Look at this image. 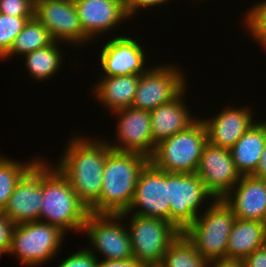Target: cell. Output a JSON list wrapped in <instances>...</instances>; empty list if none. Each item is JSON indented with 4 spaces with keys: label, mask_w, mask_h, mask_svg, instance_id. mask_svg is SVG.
Returning <instances> with one entry per match:
<instances>
[{
    "label": "cell",
    "mask_w": 266,
    "mask_h": 267,
    "mask_svg": "<svg viewBox=\"0 0 266 267\" xmlns=\"http://www.w3.org/2000/svg\"><path fill=\"white\" fill-rule=\"evenodd\" d=\"M98 140L76 135L56 166L88 210L100 199L104 163L112 150L106 139Z\"/></svg>",
    "instance_id": "1"
},
{
    "label": "cell",
    "mask_w": 266,
    "mask_h": 267,
    "mask_svg": "<svg viewBox=\"0 0 266 267\" xmlns=\"http://www.w3.org/2000/svg\"><path fill=\"white\" fill-rule=\"evenodd\" d=\"M149 158L134 152L111 150L106 157L99 201L93 214H121L130 206L138 177Z\"/></svg>",
    "instance_id": "2"
},
{
    "label": "cell",
    "mask_w": 266,
    "mask_h": 267,
    "mask_svg": "<svg viewBox=\"0 0 266 267\" xmlns=\"http://www.w3.org/2000/svg\"><path fill=\"white\" fill-rule=\"evenodd\" d=\"M44 161L40 221L56 225L64 232L67 230H74V233L82 232L89 210L57 167Z\"/></svg>",
    "instance_id": "3"
},
{
    "label": "cell",
    "mask_w": 266,
    "mask_h": 267,
    "mask_svg": "<svg viewBox=\"0 0 266 267\" xmlns=\"http://www.w3.org/2000/svg\"><path fill=\"white\" fill-rule=\"evenodd\" d=\"M211 203L183 231L200 256L208 262L226 258L229 234L236 219L223 199H213Z\"/></svg>",
    "instance_id": "4"
},
{
    "label": "cell",
    "mask_w": 266,
    "mask_h": 267,
    "mask_svg": "<svg viewBox=\"0 0 266 267\" xmlns=\"http://www.w3.org/2000/svg\"><path fill=\"white\" fill-rule=\"evenodd\" d=\"M207 142L206 126L197 119L186 130L159 142L149 161L166 172L193 174Z\"/></svg>",
    "instance_id": "5"
},
{
    "label": "cell",
    "mask_w": 266,
    "mask_h": 267,
    "mask_svg": "<svg viewBox=\"0 0 266 267\" xmlns=\"http://www.w3.org/2000/svg\"><path fill=\"white\" fill-rule=\"evenodd\" d=\"M65 233L60 227L42 221L14 225L9 254L16 255L26 267L44 265L56 256Z\"/></svg>",
    "instance_id": "6"
},
{
    "label": "cell",
    "mask_w": 266,
    "mask_h": 267,
    "mask_svg": "<svg viewBox=\"0 0 266 267\" xmlns=\"http://www.w3.org/2000/svg\"><path fill=\"white\" fill-rule=\"evenodd\" d=\"M123 219L130 222L127 227L133 257L147 265L161 264L170 243L180 234L171 223L158 218L144 217L123 212ZM129 227V228H128Z\"/></svg>",
    "instance_id": "7"
},
{
    "label": "cell",
    "mask_w": 266,
    "mask_h": 267,
    "mask_svg": "<svg viewBox=\"0 0 266 267\" xmlns=\"http://www.w3.org/2000/svg\"><path fill=\"white\" fill-rule=\"evenodd\" d=\"M120 220L124 221L120 214L89 213L82 229L92 245L87 249L94 255L95 252L102 254L106 260L132 258L130 236L126 224H121Z\"/></svg>",
    "instance_id": "8"
},
{
    "label": "cell",
    "mask_w": 266,
    "mask_h": 267,
    "mask_svg": "<svg viewBox=\"0 0 266 267\" xmlns=\"http://www.w3.org/2000/svg\"><path fill=\"white\" fill-rule=\"evenodd\" d=\"M214 197L196 173L169 172V223L183 232L198 216L203 203Z\"/></svg>",
    "instance_id": "9"
},
{
    "label": "cell",
    "mask_w": 266,
    "mask_h": 267,
    "mask_svg": "<svg viewBox=\"0 0 266 267\" xmlns=\"http://www.w3.org/2000/svg\"><path fill=\"white\" fill-rule=\"evenodd\" d=\"M186 78L176 65L147 67L139 75L132 107L152 111L175 99L187 86Z\"/></svg>",
    "instance_id": "10"
},
{
    "label": "cell",
    "mask_w": 266,
    "mask_h": 267,
    "mask_svg": "<svg viewBox=\"0 0 266 267\" xmlns=\"http://www.w3.org/2000/svg\"><path fill=\"white\" fill-rule=\"evenodd\" d=\"M169 211V172L156 168L149 161L140 172L133 200L126 213L169 222Z\"/></svg>",
    "instance_id": "11"
},
{
    "label": "cell",
    "mask_w": 266,
    "mask_h": 267,
    "mask_svg": "<svg viewBox=\"0 0 266 267\" xmlns=\"http://www.w3.org/2000/svg\"><path fill=\"white\" fill-rule=\"evenodd\" d=\"M34 17L59 44L67 42L81 46L90 41L84 34L76 6L71 0H35Z\"/></svg>",
    "instance_id": "12"
},
{
    "label": "cell",
    "mask_w": 266,
    "mask_h": 267,
    "mask_svg": "<svg viewBox=\"0 0 266 267\" xmlns=\"http://www.w3.org/2000/svg\"><path fill=\"white\" fill-rule=\"evenodd\" d=\"M41 159L18 181L3 210L14 225L40 221L43 200V160Z\"/></svg>",
    "instance_id": "13"
},
{
    "label": "cell",
    "mask_w": 266,
    "mask_h": 267,
    "mask_svg": "<svg viewBox=\"0 0 266 267\" xmlns=\"http://www.w3.org/2000/svg\"><path fill=\"white\" fill-rule=\"evenodd\" d=\"M214 199H223L240 180L229 149L207 142L195 172Z\"/></svg>",
    "instance_id": "14"
},
{
    "label": "cell",
    "mask_w": 266,
    "mask_h": 267,
    "mask_svg": "<svg viewBox=\"0 0 266 267\" xmlns=\"http://www.w3.org/2000/svg\"><path fill=\"white\" fill-rule=\"evenodd\" d=\"M119 115L117 122L118 143L108 142L112 150L140 153L150 158L155 150L151 134V117L147 110L128 107L113 112Z\"/></svg>",
    "instance_id": "15"
},
{
    "label": "cell",
    "mask_w": 266,
    "mask_h": 267,
    "mask_svg": "<svg viewBox=\"0 0 266 267\" xmlns=\"http://www.w3.org/2000/svg\"><path fill=\"white\" fill-rule=\"evenodd\" d=\"M102 47L100 64L103 75L101 77L140 75L147 69L144 47L131 37L116 36L110 38Z\"/></svg>",
    "instance_id": "16"
},
{
    "label": "cell",
    "mask_w": 266,
    "mask_h": 267,
    "mask_svg": "<svg viewBox=\"0 0 266 267\" xmlns=\"http://www.w3.org/2000/svg\"><path fill=\"white\" fill-rule=\"evenodd\" d=\"M223 200L237 219L266 223V179L241 176Z\"/></svg>",
    "instance_id": "17"
},
{
    "label": "cell",
    "mask_w": 266,
    "mask_h": 267,
    "mask_svg": "<svg viewBox=\"0 0 266 267\" xmlns=\"http://www.w3.org/2000/svg\"><path fill=\"white\" fill-rule=\"evenodd\" d=\"M73 2L84 34L90 40L95 39L96 35L116 28L119 23L129 18L123 0H74Z\"/></svg>",
    "instance_id": "18"
},
{
    "label": "cell",
    "mask_w": 266,
    "mask_h": 267,
    "mask_svg": "<svg viewBox=\"0 0 266 267\" xmlns=\"http://www.w3.org/2000/svg\"><path fill=\"white\" fill-rule=\"evenodd\" d=\"M253 112L248 107L233 108L228 106L216 117L202 119L207 130L210 144L231 149L238 139L256 122Z\"/></svg>",
    "instance_id": "19"
},
{
    "label": "cell",
    "mask_w": 266,
    "mask_h": 267,
    "mask_svg": "<svg viewBox=\"0 0 266 267\" xmlns=\"http://www.w3.org/2000/svg\"><path fill=\"white\" fill-rule=\"evenodd\" d=\"M185 93L186 88L172 101L149 111L151 134L156 145L168 137L186 130L197 120L190 113L187 104L185 105L183 100Z\"/></svg>",
    "instance_id": "20"
},
{
    "label": "cell",
    "mask_w": 266,
    "mask_h": 267,
    "mask_svg": "<svg viewBox=\"0 0 266 267\" xmlns=\"http://www.w3.org/2000/svg\"><path fill=\"white\" fill-rule=\"evenodd\" d=\"M266 140V121L255 122L230 149L241 176L252 175L258 166Z\"/></svg>",
    "instance_id": "21"
},
{
    "label": "cell",
    "mask_w": 266,
    "mask_h": 267,
    "mask_svg": "<svg viewBox=\"0 0 266 267\" xmlns=\"http://www.w3.org/2000/svg\"><path fill=\"white\" fill-rule=\"evenodd\" d=\"M266 244V223L235 219L229 234L226 258L243 261Z\"/></svg>",
    "instance_id": "22"
},
{
    "label": "cell",
    "mask_w": 266,
    "mask_h": 267,
    "mask_svg": "<svg viewBox=\"0 0 266 267\" xmlns=\"http://www.w3.org/2000/svg\"><path fill=\"white\" fill-rule=\"evenodd\" d=\"M95 85V96L108 110L116 111L132 106L139 84V75L101 77Z\"/></svg>",
    "instance_id": "23"
},
{
    "label": "cell",
    "mask_w": 266,
    "mask_h": 267,
    "mask_svg": "<svg viewBox=\"0 0 266 267\" xmlns=\"http://www.w3.org/2000/svg\"><path fill=\"white\" fill-rule=\"evenodd\" d=\"M59 42L53 41L50 45L24 55L25 67L36 81L47 80L58 72L62 62V51Z\"/></svg>",
    "instance_id": "24"
},
{
    "label": "cell",
    "mask_w": 266,
    "mask_h": 267,
    "mask_svg": "<svg viewBox=\"0 0 266 267\" xmlns=\"http://www.w3.org/2000/svg\"><path fill=\"white\" fill-rule=\"evenodd\" d=\"M48 30L43 24L33 17L28 20L20 34L15 38L9 52L1 59L5 60L11 56L22 55L46 47L53 42Z\"/></svg>",
    "instance_id": "25"
},
{
    "label": "cell",
    "mask_w": 266,
    "mask_h": 267,
    "mask_svg": "<svg viewBox=\"0 0 266 267\" xmlns=\"http://www.w3.org/2000/svg\"><path fill=\"white\" fill-rule=\"evenodd\" d=\"M163 267H208V261L195 249L183 232L170 243L162 262Z\"/></svg>",
    "instance_id": "26"
},
{
    "label": "cell",
    "mask_w": 266,
    "mask_h": 267,
    "mask_svg": "<svg viewBox=\"0 0 266 267\" xmlns=\"http://www.w3.org/2000/svg\"><path fill=\"white\" fill-rule=\"evenodd\" d=\"M38 160L22 163L0 155V210L6 207L18 181Z\"/></svg>",
    "instance_id": "27"
},
{
    "label": "cell",
    "mask_w": 266,
    "mask_h": 267,
    "mask_svg": "<svg viewBox=\"0 0 266 267\" xmlns=\"http://www.w3.org/2000/svg\"><path fill=\"white\" fill-rule=\"evenodd\" d=\"M31 18L0 13V60L9 52L15 38Z\"/></svg>",
    "instance_id": "28"
},
{
    "label": "cell",
    "mask_w": 266,
    "mask_h": 267,
    "mask_svg": "<svg viewBox=\"0 0 266 267\" xmlns=\"http://www.w3.org/2000/svg\"><path fill=\"white\" fill-rule=\"evenodd\" d=\"M264 1V2H263ZM255 4L245 13L244 23L248 33L257 40L266 51V1Z\"/></svg>",
    "instance_id": "29"
},
{
    "label": "cell",
    "mask_w": 266,
    "mask_h": 267,
    "mask_svg": "<svg viewBox=\"0 0 266 267\" xmlns=\"http://www.w3.org/2000/svg\"><path fill=\"white\" fill-rule=\"evenodd\" d=\"M35 0H0V13L15 17H34Z\"/></svg>",
    "instance_id": "30"
},
{
    "label": "cell",
    "mask_w": 266,
    "mask_h": 267,
    "mask_svg": "<svg viewBox=\"0 0 266 267\" xmlns=\"http://www.w3.org/2000/svg\"><path fill=\"white\" fill-rule=\"evenodd\" d=\"M97 262V254L94 255L87 248H84L61 261L58 267H96Z\"/></svg>",
    "instance_id": "31"
},
{
    "label": "cell",
    "mask_w": 266,
    "mask_h": 267,
    "mask_svg": "<svg viewBox=\"0 0 266 267\" xmlns=\"http://www.w3.org/2000/svg\"><path fill=\"white\" fill-rule=\"evenodd\" d=\"M164 2H168V0H123L124 8L127 13V16L134 17L141 8H151L156 5H162Z\"/></svg>",
    "instance_id": "32"
},
{
    "label": "cell",
    "mask_w": 266,
    "mask_h": 267,
    "mask_svg": "<svg viewBox=\"0 0 266 267\" xmlns=\"http://www.w3.org/2000/svg\"><path fill=\"white\" fill-rule=\"evenodd\" d=\"M13 226L14 224L0 210V247H10Z\"/></svg>",
    "instance_id": "33"
},
{
    "label": "cell",
    "mask_w": 266,
    "mask_h": 267,
    "mask_svg": "<svg viewBox=\"0 0 266 267\" xmlns=\"http://www.w3.org/2000/svg\"><path fill=\"white\" fill-rule=\"evenodd\" d=\"M242 262L243 267H266V244L255 250Z\"/></svg>",
    "instance_id": "34"
},
{
    "label": "cell",
    "mask_w": 266,
    "mask_h": 267,
    "mask_svg": "<svg viewBox=\"0 0 266 267\" xmlns=\"http://www.w3.org/2000/svg\"><path fill=\"white\" fill-rule=\"evenodd\" d=\"M96 267H146V265L132 257L126 260H98Z\"/></svg>",
    "instance_id": "35"
},
{
    "label": "cell",
    "mask_w": 266,
    "mask_h": 267,
    "mask_svg": "<svg viewBox=\"0 0 266 267\" xmlns=\"http://www.w3.org/2000/svg\"><path fill=\"white\" fill-rule=\"evenodd\" d=\"M209 267H243V262L237 259L222 258L208 262Z\"/></svg>",
    "instance_id": "36"
},
{
    "label": "cell",
    "mask_w": 266,
    "mask_h": 267,
    "mask_svg": "<svg viewBox=\"0 0 266 267\" xmlns=\"http://www.w3.org/2000/svg\"><path fill=\"white\" fill-rule=\"evenodd\" d=\"M252 176L266 179V140L264 143V150L262 152V156Z\"/></svg>",
    "instance_id": "37"
},
{
    "label": "cell",
    "mask_w": 266,
    "mask_h": 267,
    "mask_svg": "<svg viewBox=\"0 0 266 267\" xmlns=\"http://www.w3.org/2000/svg\"><path fill=\"white\" fill-rule=\"evenodd\" d=\"M9 248L10 247H0V257L3 253H10Z\"/></svg>",
    "instance_id": "38"
},
{
    "label": "cell",
    "mask_w": 266,
    "mask_h": 267,
    "mask_svg": "<svg viewBox=\"0 0 266 267\" xmlns=\"http://www.w3.org/2000/svg\"><path fill=\"white\" fill-rule=\"evenodd\" d=\"M146 267H163L160 264H156V265H147Z\"/></svg>",
    "instance_id": "39"
}]
</instances>
